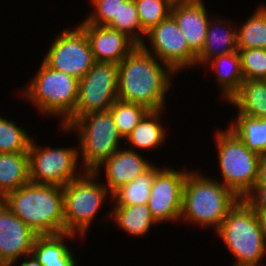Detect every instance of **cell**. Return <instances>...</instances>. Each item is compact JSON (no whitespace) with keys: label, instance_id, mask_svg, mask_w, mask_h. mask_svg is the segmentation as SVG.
<instances>
[{"label":"cell","instance_id":"obj_33","mask_svg":"<svg viewBox=\"0 0 266 266\" xmlns=\"http://www.w3.org/2000/svg\"><path fill=\"white\" fill-rule=\"evenodd\" d=\"M127 0H91L94 6L93 12L81 23H91L94 25H107L120 9L121 3Z\"/></svg>","mask_w":266,"mask_h":266},{"label":"cell","instance_id":"obj_7","mask_svg":"<svg viewBox=\"0 0 266 266\" xmlns=\"http://www.w3.org/2000/svg\"><path fill=\"white\" fill-rule=\"evenodd\" d=\"M82 173L63 186L64 232L85 236L110 192L94 171Z\"/></svg>","mask_w":266,"mask_h":266},{"label":"cell","instance_id":"obj_12","mask_svg":"<svg viewBox=\"0 0 266 266\" xmlns=\"http://www.w3.org/2000/svg\"><path fill=\"white\" fill-rule=\"evenodd\" d=\"M146 37L150 41L148 43L151 44V51L147 48L146 42L141 46L149 53L153 52V56L167 64L175 73L196 66L197 55L189 48L186 38L171 14L146 32Z\"/></svg>","mask_w":266,"mask_h":266},{"label":"cell","instance_id":"obj_13","mask_svg":"<svg viewBox=\"0 0 266 266\" xmlns=\"http://www.w3.org/2000/svg\"><path fill=\"white\" fill-rule=\"evenodd\" d=\"M188 171L156 167L148 208L157 224L180 220L183 184Z\"/></svg>","mask_w":266,"mask_h":266},{"label":"cell","instance_id":"obj_24","mask_svg":"<svg viewBox=\"0 0 266 266\" xmlns=\"http://www.w3.org/2000/svg\"><path fill=\"white\" fill-rule=\"evenodd\" d=\"M161 111H149L124 141L138 149H152L163 144L166 133L162 123H159Z\"/></svg>","mask_w":266,"mask_h":266},{"label":"cell","instance_id":"obj_4","mask_svg":"<svg viewBox=\"0 0 266 266\" xmlns=\"http://www.w3.org/2000/svg\"><path fill=\"white\" fill-rule=\"evenodd\" d=\"M217 233L236 257L233 266H266L260 263L266 256V233L243 198L229 210Z\"/></svg>","mask_w":266,"mask_h":266},{"label":"cell","instance_id":"obj_27","mask_svg":"<svg viewBox=\"0 0 266 266\" xmlns=\"http://www.w3.org/2000/svg\"><path fill=\"white\" fill-rule=\"evenodd\" d=\"M238 49H266V6L253 12L237 29Z\"/></svg>","mask_w":266,"mask_h":266},{"label":"cell","instance_id":"obj_31","mask_svg":"<svg viewBox=\"0 0 266 266\" xmlns=\"http://www.w3.org/2000/svg\"><path fill=\"white\" fill-rule=\"evenodd\" d=\"M141 27L148 32L171 14V0H134Z\"/></svg>","mask_w":266,"mask_h":266},{"label":"cell","instance_id":"obj_19","mask_svg":"<svg viewBox=\"0 0 266 266\" xmlns=\"http://www.w3.org/2000/svg\"><path fill=\"white\" fill-rule=\"evenodd\" d=\"M215 22L213 20L209 21L203 50L196 59L197 65L206 64L211 59L217 56H221L222 54H228L234 51H238L237 26L234 25V27L231 25V23L228 22L227 25L225 24L224 26H222L221 24L223 22L220 19L215 20Z\"/></svg>","mask_w":266,"mask_h":266},{"label":"cell","instance_id":"obj_3","mask_svg":"<svg viewBox=\"0 0 266 266\" xmlns=\"http://www.w3.org/2000/svg\"><path fill=\"white\" fill-rule=\"evenodd\" d=\"M239 199L221 182L189 171L183 184L180 221L212 226L217 231Z\"/></svg>","mask_w":266,"mask_h":266},{"label":"cell","instance_id":"obj_35","mask_svg":"<svg viewBox=\"0 0 266 266\" xmlns=\"http://www.w3.org/2000/svg\"><path fill=\"white\" fill-rule=\"evenodd\" d=\"M254 186H266V154L260 156L257 178Z\"/></svg>","mask_w":266,"mask_h":266},{"label":"cell","instance_id":"obj_20","mask_svg":"<svg viewBox=\"0 0 266 266\" xmlns=\"http://www.w3.org/2000/svg\"><path fill=\"white\" fill-rule=\"evenodd\" d=\"M29 182L28 152L0 153V199Z\"/></svg>","mask_w":266,"mask_h":266},{"label":"cell","instance_id":"obj_26","mask_svg":"<svg viewBox=\"0 0 266 266\" xmlns=\"http://www.w3.org/2000/svg\"><path fill=\"white\" fill-rule=\"evenodd\" d=\"M155 176L156 166L152 165L146 172L141 174L135 180L121 186L112 194V200H116L114 206L148 204Z\"/></svg>","mask_w":266,"mask_h":266},{"label":"cell","instance_id":"obj_17","mask_svg":"<svg viewBox=\"0 0 266 266\" xmlns=\"http://www.w3.org/2000/svg\"><path fill=\"white\" fill-rule=\"evenodd\" d=\"M171 15L186 38L189 48L198 56L203 50L209 20L212 19L207 15L203 1L173 3Z\"/></svg>","mask_w":266,"mask_h":266},{"label":"cell","instance_id":"obj_22","mask_svg":"<svg viewBox=\"0 0 266 266\" xmlns=\"http://www.w3.org/2000/svg\"><path fill=\"white\" fill-rule=\"evenodd\" d=\"M206 64L209 66L211 65V68L217 71L216 80L219 85L221 84V95L228 102L239 90L244 81L239 52L234 51L228 54H222L221 56L211 59Z\"/></svg>","mask_w":266,"mask_h":266},{"label":"cell","instance_id":"obj_37","mask_svg":"<svg viewBox=\"0 0 266 266\" xmlns=\"http://www.w3.org/2000/svg\"><path fill=\"white\" fill-rule=\"evenodd\" d=\"M254 211L258 214L260 223H261V225L264 228V231L266 233V208H264V209H254Z\"/></svg>","mask_w":266,"mask_h":266},{"label":"cell","instance_id":"obj_34","mask_svg":"<svg viewBox=\"0 0 266 266\" xmlns=\"http://www.w3.org/2000/svg\"><path fill=\"white\" fill-rule=\"evenodd\" d=\"M243 199L253 209L266 208V186H254Z\"/></svg>","mask_w":266,"mask_h":266},{"label":"cell","instance_id":"obj_30","mask_svg":"<svg viewBox=\"0 0 266 266\" xmlns=\"http://www.w3.org/2000/svg\"><path fill=\"white\" fill-rule=\"evenodd\" d=\"M32 140L13 120L0 116V153L28 152Z\"/></svg>","mask_w":266,"mask_h":266},{"label":"cell","instance_id":"obj_25","mask_svg":"<svg viewBox=\"0 0 266 266\" xmlns=\"http://www.w3.org/2000/svg\"><path fill=\"white\" fill-rule=\"evenodd\" d=\"M235 124L229 126L245 146L258 155L266 154V118L245 116L238 113Z\"/></svg>","mask_w":266,"mask_h":266},{"label":"cell","instance_id":"obj_21","mask_svg":"<svg viewBox=\"0 0 266 266\" xmlns=\"http://www.w3.org/2000/svg\"><path fill=\"white\" fill-rule=\"evenodd\" d=\"M228 103L245 116L266 118V81L244 80Z\"/></svg>","mask_w":266,"mask_h":266},{"label":"cell","instance_id":"obj_38","mask_svg":"<svg viewBox=\"0 0 266 266\" xmlns=\"http://www.w3.org/2000/svg\"><path fill=\"white\" fill-rule=\"evenodd\" d=\"M173 3H178V2H195L199 0H171Z\"/></svg>","mask_w":266,"mask_h":266},{"label":"cell","instance_id":"obj_29","mask_svg":"<svg viewBox=\"0 0 266 266\" xmlns=\"http://www.w3.org/2000/svg\"><path fill=\"white\" fill-rule=\"evenodd\" d=\"M109 111L121 137L126 139L150 110L142 105L117 99Z\"/></svg>","mask_w":266,"mask_h":266},{"label":"cell","instance_id":"obj_36","mask_svg":"<svg viewBox=\"0 0 266 266\" xmlns=\"http://www.w3.org/2000/svg\"><path fill=\"white\" fill-rule=\"evenodd\" d=\"M26 257L28 258V260H26L27 259ZM20 266H42V265L32 254H30L24 257V262H22Z\"/></svg>","mask_w":266,"mask_h":266},{"label":"cell","instance_id":"obj_15","mask_svg":"<svg viewBox=\"0 0 266 266\" xmlns=\"http://www.w3.org/2000/svg\"><path fill=\"white\" fill-rule=\"evenodd\" d=\"M89 40L95 62L119 64L137 44L124 33L107 27L81 23Z\"/></svg>","mask_w":266,"mask_h":266},{"label":"cell","instance_id":"obj_32","mask_svg":"<svg viewBox=\"0 0 266 266\" xmlns=\"http://www.w3.org/2000/svg\"><path fill=\"white\" fill-rule=\"evenodd\" d=\"M244 80H266V49H238Z\"/></svg>","mask_w":266,"mask_h":266},{"label":"cell","instance_id":"obj_16","mask_svg":"<svg viewBox=\"0 0 266 266\" xmlns=\"http://www.w3.org/2000/svg\"><path fill=\"white\" fill-rule=\"evenodd\" d=\"M123 149H118L94 171L98 174L101 167L105 166L107 181L104 185L111 193L110 198L121 186L132 182L153 165L133 149Z\"/></svg>","mask_w":266,"mask_h":266},{"label":"cell","instance_id":"obj_11","mask_svg":"<svg viewBox=\"0 0 266 266\" xmlns=\"http://www.w3.org/2000/svg\"><path fill=\"white\" fill-rule=\"evenodd\" d=\"M43 62L50 68L78 80L94 65L95 60L85 31L78 25L64 29L52 42Z\"/></svg>","mask_w":266,"mask_h":266},{"label":"cell","instance_id":"obj_28","mask_svg":"<svg viewBox=\"0 0 266 266\" xmlns=\"http://www.w3.org/2000/svg\"><path fill=\"white\" fill-rule=\"evenodd\" d=\"M106 26L124 33L137 45H142L144 42L146 32L141 27L134 0L121 3L117 16H114Z\"/></svg>","mask_w":266,"mask_h":266},{"label":"cell","instance_id":"obj_10","mask_svg":"<svg viewBox=\"0 0 266 266\" xmlns=\"http://www.w3.org/2000/svg\"><path fill=\"white\" fill-rule=\"evenodd\" d=\"M118 99V64L95 62L79 80L78 100L71 116L108 111Z\"/></svg>","mask_w":266,"mask_h":266},{"label":"cell","instance_id":"obj_1","mask_svg":"<svg viewBox=\"0 0 266 266\" xmlns=\"http://www.w3.org/2000/svg\"><path fill=\"white\" fill-rule=\"evenodd\" d=\"M161 62L137 45L118 64V99L142 105L150 111L163 110L172 83L171 74L176 73Z\"/></svg>","mask_w":266,"mask_h":266},{"label":"cell","instance_id":"obj_23","mask_svg":"<svg viewBox=\"0 0 266 266\" xmlns=\"http://www.w3.org/2000/svg\"><path fill=\"white\" fill-rule=\"evenodd\" d=\"M113 208L111 213L109 211L107 219L111 220L113 218L117 226L127 232V234L143 236L149 231L150 227L157 224L151 216L147 204L114 206Z\"/></svg>","mask_w":266,"mask_h":266},{"label":"cell","instance_id":"obj_14","mask_svg":"<svg viewBox=\"0 0 266 266\" xmlns=\"http://www.w3.org/2000/svg\"><path fill=\"white\" fill-rule=\"evenodd\" d=\"M36 236L0 199V266H13L30 255Z\"/></svg>","mask_w":266,"mask_h":266},{"label":"cell","instance_id":"obj_18","mask_svg":"<svg viewBox=\"0 0 266 266\" xmlns=\"http://www.w3.org/2000/svg\"><path fill=\"white\" fill-rule=\"evenodd\" d=\"M75 234L60 233L37 235L31 254L42 266H77L72 250L66 246L65 238H75Z\"/></svg>","mask_w":266,"mask_h":266},{"label":"cell","instance_id":"obj_8","mask_svg":"<svg viewBox=\"0 0 266 266\" xmlns=\"http://www.w3.org/2000/svg\"><path fill=\"white\" fill-rule=\"evenodd\" d=\"M215 138L222 184L241 199L255 185L260 155L250 151L230 128L217 131Z\"/></svg>","mask_w":266,"mask_h":266},{"label":"cell","instance_id":"obj_6","mask_svg":"<svg viewBox=\"0 0 266 266\" xmlns=\"http://www.w3.org/2000/svg\"><path fill=\"white\" fill-rule=\"evenodd\" d=\"M79 80L42 62L39 71L23 90L25 98L41 113L60 117L63 124L75 111Z\"/></svg>","mask_w":266,"mask_h":266},{"label":"cell","instance_id":"obj_2","mask_svg":"<svg viewBox=\"0 0 266 266\" xmlns=\"http://www.w3.org/2000/svg\"><path fill=\"white\" fill-rule=\"evenodd\" d=\"M1 200L37 235L64 233L63 187L29 182Z\"/></svg>","mask_w":266,"mask_h":266},{"label":"cell","instance_id":"obj_9","mask_svg":"<svg viewBox=\"0 0 266 266\" xmlns=\"http://www.w3.org/2000/svg\"><path fill=\"white\" fill-rule=\"evenodd\" d=\"M46 148L38 146L33 140L30 144L28 155L31 183L63 187L82 174L75 172L80 164L77 147Z\"/></svg>","mask_w":266,"mask_h":266},{"label":"cell","instance_id":"obj_5","mask_svg":"<svg viewBox=\"0 0 266 266\" xmlns=\"http://www.w3.org/2000/svg\"><path fill=\"white\" fill-rule=\"evenodd\" d=\"M63 131L78 133L79 158H83L85 171H95L108 157L115 153L120 140H124L114 123L111 112H93L83 116H70L59 125Z\"/></svg>","mask_w":266,"mask_h":266}]
</instances>
